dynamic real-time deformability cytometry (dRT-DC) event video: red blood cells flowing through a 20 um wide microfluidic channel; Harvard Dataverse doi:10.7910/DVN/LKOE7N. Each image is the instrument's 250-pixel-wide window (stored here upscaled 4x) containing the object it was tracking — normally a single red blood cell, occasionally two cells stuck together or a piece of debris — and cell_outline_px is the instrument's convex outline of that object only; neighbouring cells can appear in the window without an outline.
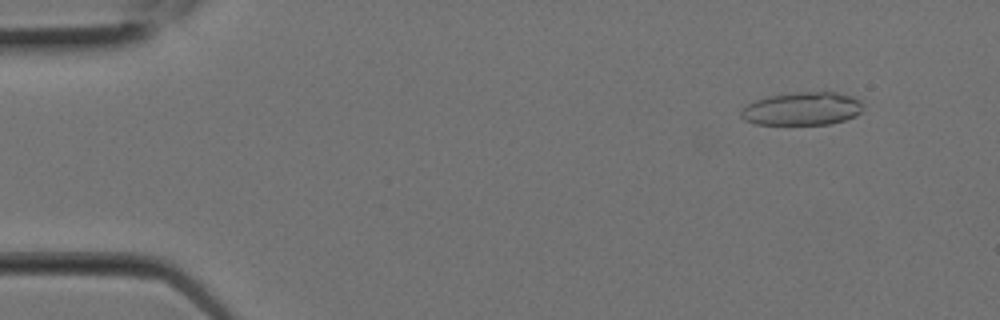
{"species": "Egyptian fruit bat (a non-hibernating species)", "species_latin": "Rousettus aegyptiacus", "temperature_condition": "room temperature", "stored_images_in_passage": 9, "camera_frame_rate_fps": 3000, "um_per_image_px": 0.085, "animal": {"sex": "female"}, "frame": {"image": 1, "passage_image": 2, "time_ms": 0.333, "image_size_px": [1000, 320], "cell_outline_px": [[860, 112], [856, 116], [832, 124], [756, 124], [744, 120], [740, 116], [740, 112], [748, 104], [756, 100], [768, 96], [792, 92], [836, 92], [852, 96], [860, 100]], "centroid_in_image_um": [68.17, 9.24], "position_along_channel_um": 16.8, "area_um2": 23.47}}
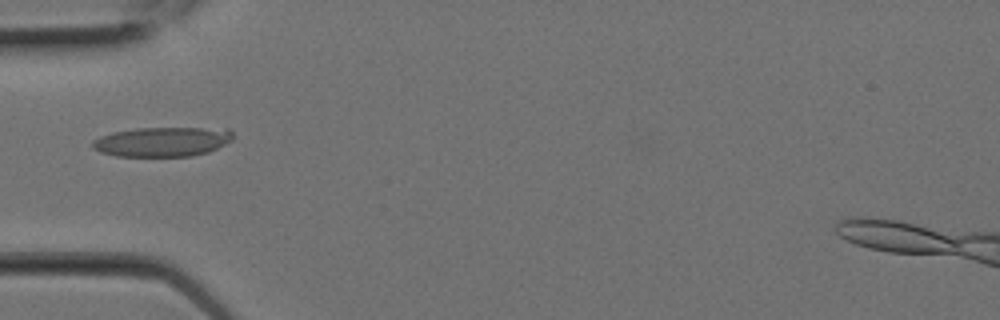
{"frame": {"image": 2, "passage_image": 7, "time_ms": 2.0, "image_size_px": [1000, 320], "cell_outline_px": [[232, 140], [208, 152], [192, 156], [116, 156], [100, 152], [92, 148], [92, 140], [100, 136], [112, 132], [136, 128], [228, 128], [232, 132]], "centroid_in_image_um": [13.77, 12.04], "position_along_channel_um": 71.2, "area_um2": 24.28}}
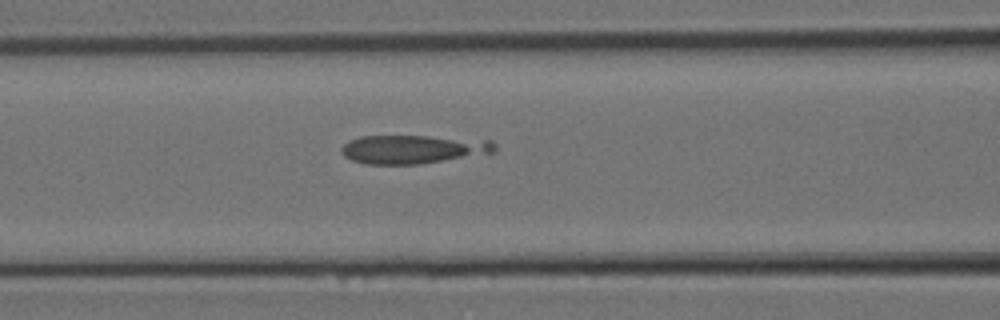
{"frame": {"image": 3, "passage_image": 9, "time_ms": 2.667, "image_size_px": [1000, 320], "cell_outline_px": [[496, 152], [420, 164], [364, 164], [352, 160], [344, 156], [340, 152], [340, 148], [348, 140], [360, 136], [428, 136], [492, 140], [496, 144]], "centroid_in_image_um": [35.09, 12.68], "position_along_channel_um": 131.5, "area_um2": 25.72}}